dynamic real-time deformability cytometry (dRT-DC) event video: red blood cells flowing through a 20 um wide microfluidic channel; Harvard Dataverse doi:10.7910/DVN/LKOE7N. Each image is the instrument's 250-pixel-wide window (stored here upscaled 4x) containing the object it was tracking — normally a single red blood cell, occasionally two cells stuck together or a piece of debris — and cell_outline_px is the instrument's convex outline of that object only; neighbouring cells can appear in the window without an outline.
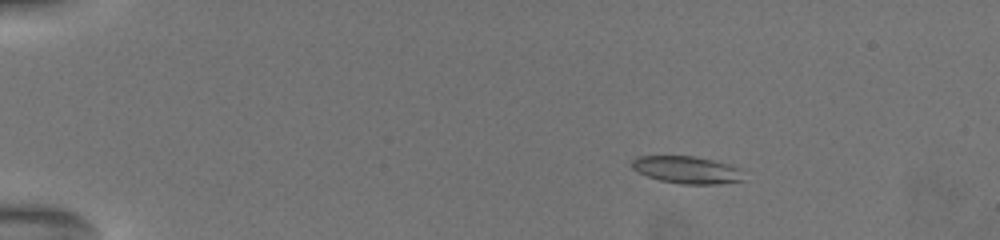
{"species": "common noctule bat (a hibernating species)", "species_latin": "Nyctalus noctula", "temperature_condition": "warm", "stored_images_in_passage": 58, "camera_frame_rate_fps": 3000, "um_per_image_px": 0.085, "animal": {"sex": "female", "body_mass_g": 19.5, "forearm_length_mm": 54.1}, "frame": {"image": 1, "passage_image": 11, "time_ms": 3.333, "image_size_px": [1000, 240], "cell_outline_px": [[744, 180], [716, 184], [680, 184], [660, 180], [636, 172], [632, 168], [632, 160], [636, 156], [692, 156], [712, 160], [736, 168]], "centroid_in_image_um": [58.28, 14.44], "position_along_channel_um": 26.7, "area_um2": 17.4}}
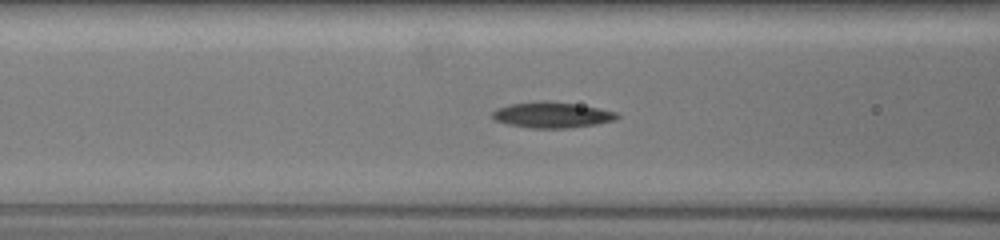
{"frame": {"image": 2, "passage_image": 31, "time_ms": 8.667, "image_size_px": [1000, 240], "cell_outline_px": [[620, 116], [616, 120], [596, 124], [572, 128], [532, 128], [508, 124], [496, 120], [492, 116], [492, 112], [500, 108], [512, 104], [576, 104], [616, 112]], "centroid_in_image_um": [46.99, 9.83], "position_along_channel_um": 119.6, "area_um2": 17.57}}
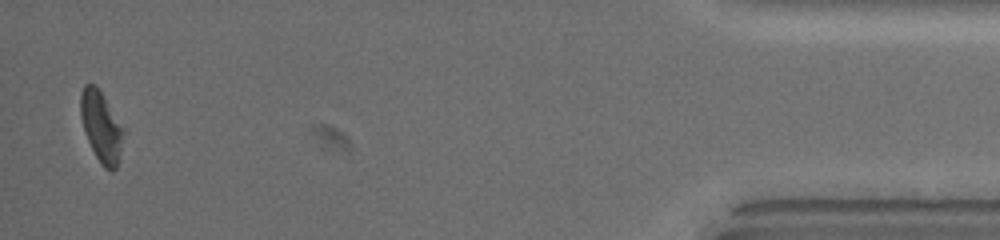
{"frame": {"image": 3, "passage_image": 58, "time_ms": 19.0, "image_size_px": [1000, 240], "cell_outline_px": [[120, 152], [116, 168], [112, 172], [104, 168], [100, 164], [84, 132], [80, 116], [80, 92], [84, 84], [92, 84], [100, 92], [120, 128]], "centroid_in_image_um": [8.5, 10.8], "position_along_channel_um": 426.7, "area_um2": 16.47}, "authors_computed_cell_mechanics": {"area_um2": 18.0336, "velocity_mm_per_s": 3.6893, "shape_relaxation_time_tau1_ms": 3.026, "shape_relaxation_time_tau2_ms": 5.0351, "deformation_change_tau1": 0.1225, "deformation_change_tau2": 0.1394}}